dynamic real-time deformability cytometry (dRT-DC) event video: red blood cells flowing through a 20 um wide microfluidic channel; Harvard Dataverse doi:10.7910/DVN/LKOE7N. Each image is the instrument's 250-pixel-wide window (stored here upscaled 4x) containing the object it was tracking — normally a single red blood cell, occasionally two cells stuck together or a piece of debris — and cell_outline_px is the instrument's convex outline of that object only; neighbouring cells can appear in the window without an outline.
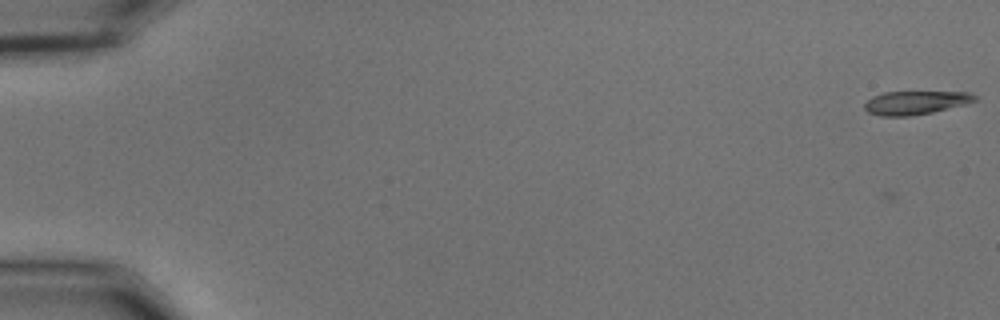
{"species": "common noctule bat (a hibernating species)", "species_latin": "Nyctalus noctula", "temperature_condition": "cold", "stored_images_in_passage": 5, "camera_frame_rate_fps": 3000, "um_per_image_px": 0.085, "animal": {"sex": "male", "body_mass_g": 15.6}, "frame": {"image": 1, "passage_image": 5, "time_ms": 1.333, "image_size_px": [1000, 320], "cell_outline_px": [[980, 96], [976, 100], [964, 104], [932, 112], [912, 116], [880, 116], [868, 112], [864, 108], [864, 104], [872, 96], [884, 92], [972, 92]], "centroid_in_image_um": [77.83, 8.72], "position_along_channel_um": 7.2, "area_um2": 15.14}}